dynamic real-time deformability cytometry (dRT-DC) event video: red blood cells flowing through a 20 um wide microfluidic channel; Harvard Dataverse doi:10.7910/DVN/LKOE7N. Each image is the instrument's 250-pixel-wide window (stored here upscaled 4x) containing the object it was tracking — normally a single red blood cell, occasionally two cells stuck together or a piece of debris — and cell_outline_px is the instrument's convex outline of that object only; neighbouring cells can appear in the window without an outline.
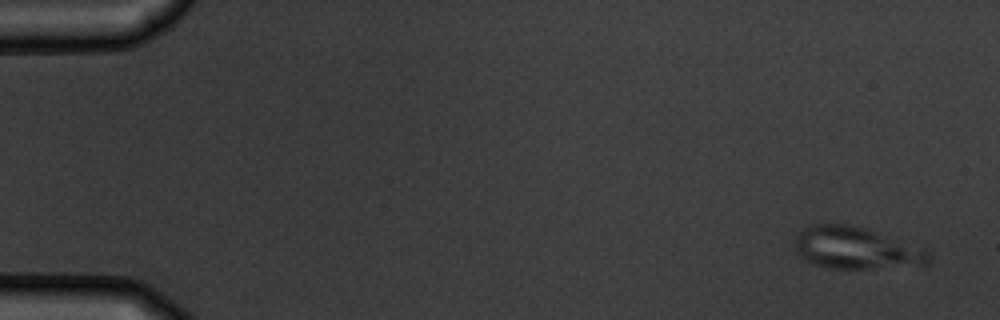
{"species": "common noctule bat (a hibernating species)", "species_latin": "Nyctalus noctula", "temperature_condition": "warm", "stored_images_in_passage": 5, "camera_frame_rate_fps": 3000, "um_per_image_px": 0.085, "animal": {"sex": "male", "body_mass_g": 19.5, "forearm_length_mm": 54.6}, "frame": {"image": 1, "passage_image": 1, "time_ms": 0.0, "image_size_px": [1000, 320], "cell_outline_px": [[932, 256], [928, 264], [868, 268], [828, 268], [816, 264], [800, 256], [796, 252], [792, 240], [804, 228], [812, 224], [848, 224], [864, 228], [924, 248]], "centroid_in_image_um": [72.72, 21.08], "position_along_channel_um": 12.3, "area_um2": 32.37}}